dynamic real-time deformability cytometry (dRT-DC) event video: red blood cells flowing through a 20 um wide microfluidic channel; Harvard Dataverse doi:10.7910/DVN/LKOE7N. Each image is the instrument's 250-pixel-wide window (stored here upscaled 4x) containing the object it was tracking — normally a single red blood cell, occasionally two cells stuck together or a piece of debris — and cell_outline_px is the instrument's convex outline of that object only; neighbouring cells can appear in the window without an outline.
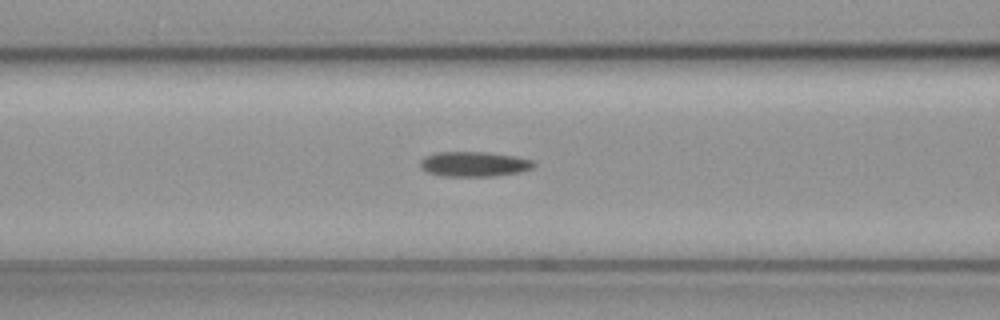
{"species": "common noctule bat (a hibernating species)", "species_latin": "Nyctalus noctula", "temperature_condition": "cold", "stored_images_in_passage": 48, "camera_frame_rate_fps": 3000, "um_per_image_px": 0.085, "animal": {"sex": "female", "body_mass_g": 19.3, "forearm_length_mm": 54.1}, "frame": {"image": 1, "passage_image": 23, "time_ms": 7.333, "image_size_px": [1000, 320], "cell_outline_px": [[536, 164], [532, 168], [520, 172], [492, 176], [440, 176], [428, 172], [420, 168], [420, 160], [424, 156], [436, 152], [488, 152], [516, 156], [532, 160]], "centroid_in_image_um": [40.27, 13.94], "position_along_channel_um": 126.3, "area_um2": 16.65}}
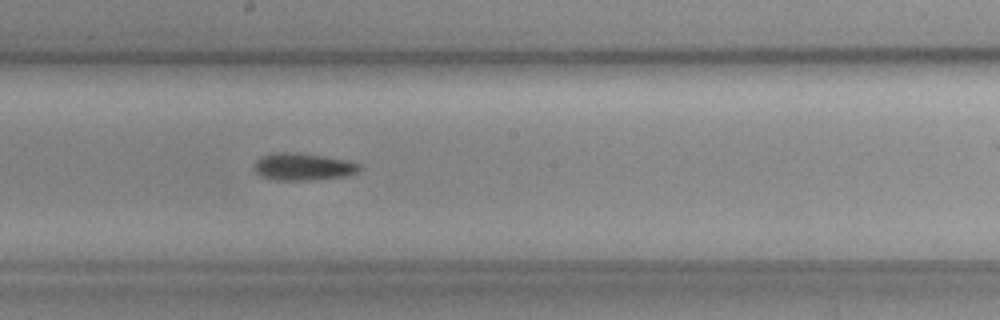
{"frame": {"image": 2, "passage_image": 31, "time_ms": 10.0, "image_size_px": [1000, 320], "cell_outline_px": [[364, 168], [356, 172], [344, 176], [308, 180], [276, 180], [264, 176], [256, 172], [252, 168], [252, 164], [260, 156], [272, 152], [296, 152], [324, 156], [348, 160], [360, 164]], "centroid_in_image_um": [25.73, 14.15], "position_along_channel_um": 222.5, "area_um2": 16.88}}
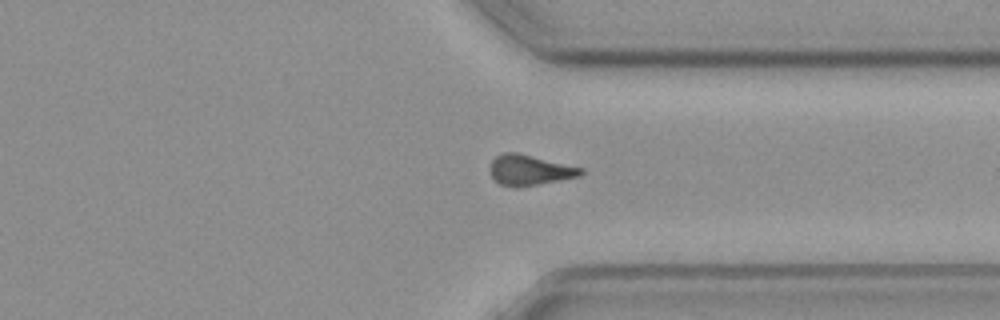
{"frame": {"image": 3, "passage_image": 43, "time_ms": 14.0, "image_size_px": [1000, 320], "cell_outline_px": [[584, 172], [580, 176], [516, 188], [500, 184], [492, 176], [488, 168], [492, 160], [496, 156], [504, 152], [516, 152], [584, 168]], "centroid_in_image_um": [45.0, 14.45], "position_along_channel_um": 366.4, "area_um2": 16.07}}